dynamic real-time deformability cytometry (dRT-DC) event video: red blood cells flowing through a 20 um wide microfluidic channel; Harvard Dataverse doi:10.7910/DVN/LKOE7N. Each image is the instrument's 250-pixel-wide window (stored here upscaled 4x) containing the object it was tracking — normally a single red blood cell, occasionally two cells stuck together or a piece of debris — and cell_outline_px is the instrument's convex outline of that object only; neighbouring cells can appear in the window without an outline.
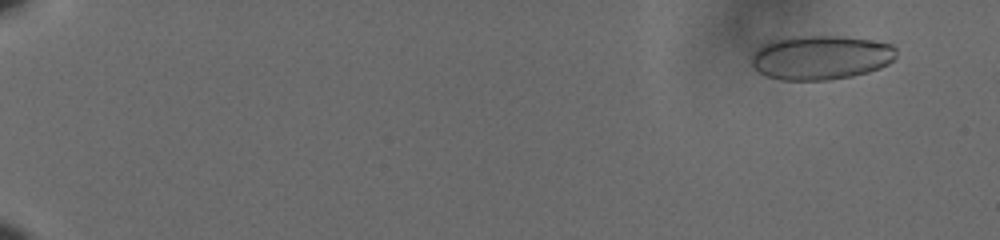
{"species": "human", "species_latin": "Homo sapiens", "temperature_condition": "cold", "stored_images_in_passage": 14, "camera_frame_rate_fps": 3000, "um_per_image_px": 0.085, "donor": {"sex": "male"}, "frame": {"image": 1, "passage_image": 5, "time_ms": 1.333, "image_size_px": [1000, 240], "cell_outline_px": [[896, 56], [888, 64], [880, 68], [868, 72], [852, 76], [828, 80], [780, 80], [768, 76], [760, 72], [748, 64], [752, 56], [764, 44], [772, 40], [792, 36], [840, 36], [872, 40], [892, 44], [896, 48]], "centroid_in_image_um": [69.77, 4.89], "position_along_channel_um": 15.2, "area_um2": 37.45}}